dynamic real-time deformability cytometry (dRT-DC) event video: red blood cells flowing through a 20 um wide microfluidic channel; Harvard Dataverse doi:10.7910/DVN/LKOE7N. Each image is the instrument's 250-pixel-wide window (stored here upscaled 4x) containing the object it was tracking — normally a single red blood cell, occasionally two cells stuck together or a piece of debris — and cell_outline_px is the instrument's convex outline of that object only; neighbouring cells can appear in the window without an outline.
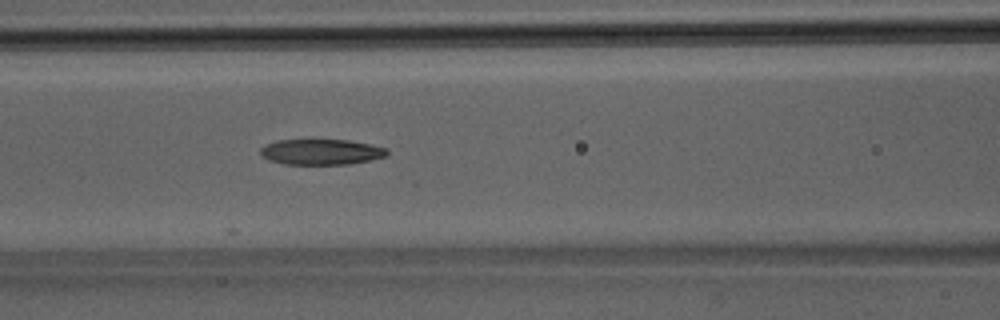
{"species": "Egyptian fruit bat (a non-hibernating species)", "species_latin": "Rousettus aegyptiacus", "temperature_condition": "room temperature", "stored_images_in_passage": 21, "camera_frame_rate_fps": 3000, "um_per_image_px": 0.085, "animal": {"sex": "male"}, "frame": {"image": 1, "passage_image": 17, "time_ms": 5.333, "image_size_px": [1000, 320], "cell_outline_px": [[388, 156], [372, 160], [348, 164], [284, 164], [268, 160], [260, 156], [260, 148], [264, 144], [276, 140], [348, 140], [388, 148]], "centroid_in_image_um": [27.28, 12.91], "position_along_channel_um": 139.3, "area_um2": 19.07}}